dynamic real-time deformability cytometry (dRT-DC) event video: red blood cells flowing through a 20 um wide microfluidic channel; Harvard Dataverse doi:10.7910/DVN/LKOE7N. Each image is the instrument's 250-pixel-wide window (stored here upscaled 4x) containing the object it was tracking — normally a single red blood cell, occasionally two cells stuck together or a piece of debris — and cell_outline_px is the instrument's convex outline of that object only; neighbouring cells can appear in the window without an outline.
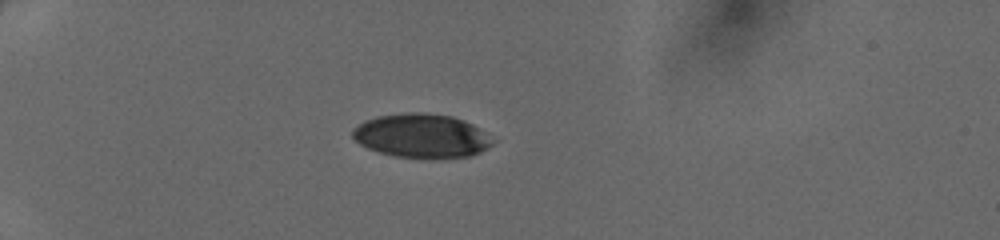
{"species": "human", "species_latin": "Homo sapiens", "temperature_condition": "cold", "stored_images_in_passage": 35, "camera_frame_rate_fps": 3000, "um_per_image_px": 0.085, "donor": {"sex": "female"}, "frame": {"image": 1, "passage_image": 1, "time_ms": 0.0, "image_size_px": [1000, 240], "cell_outline_px": [[492, 144], [488, 148], [472, 156], [436, 160], [428, 160], [396, 156], [380, 152], [368, 148], [360, 144], [352, 136], [352, 128], [364, 120], [376, 116], [404, 112], [424, 112], [452, 116], [464, 120], [480, 128], [492, 140]], "centroid_in_image_um": [35.83, 11.56], "position_along_channel_um": 49.2, "area_um2": 36.53}}
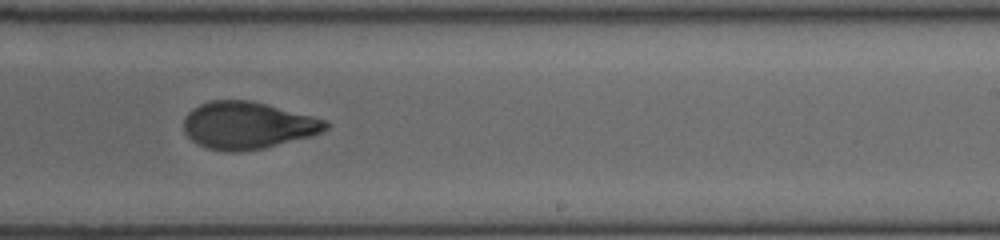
{"frame": {"image": 2, "passage_image": 19, "time_ms": 6.0, "image_size_px": [1000, 240], "cell_outline_px": [[328, 128], [312, 136], [264, 148], [240, 152], [224, 152], [208, 148], [192, 140], [184, 132], [184, 116], [192, 108], [200, 104], [212, 100], [248, 100], [328, 120]], "centroid_in_image_um": [21.03, 10.67], "position_along_channel_um": 268.0, "area_um2": 38.9}}
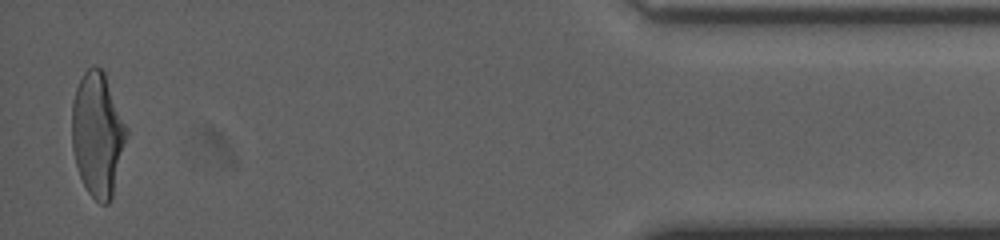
{"frame": {"image": 3, "passage_image": 34, "time_ms": 11.0, "image_size_px": [1000, 240], "cell_outline_px": [[128, 132], [112, 196], [108, 204], [100, 204], [88, 192], [80, 176], [76, 164], [72, 148], [72, 100], [76, 88], [84, 72], [88, 68], [96, 64], [104, 72], [128, 128]], "centroid_in_image_um": [8.29, 11.4], "position_along_channel_um": 426.9, "area_um2": 39.3}}